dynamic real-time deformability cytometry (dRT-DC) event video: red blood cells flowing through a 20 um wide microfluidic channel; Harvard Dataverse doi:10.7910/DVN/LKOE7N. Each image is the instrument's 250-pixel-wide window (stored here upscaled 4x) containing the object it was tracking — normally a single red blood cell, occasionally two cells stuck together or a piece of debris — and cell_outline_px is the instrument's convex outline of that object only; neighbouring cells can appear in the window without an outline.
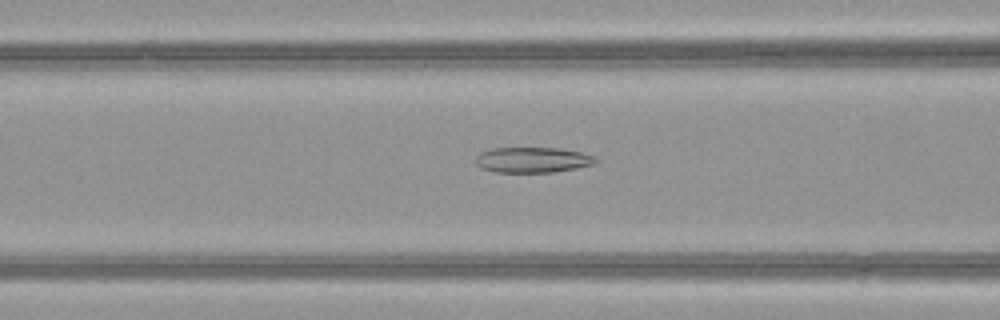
{"species": "common noctule bat (a hibernating species)", "species_latin": "Nyctalus noctula", "temperature_condition": "warm", "stored_images_in_passage": 50, "camera_frame_rate_fps": 3000, "um_per_image_px": 0.085, "animal": {"sex": "female", "body_mass_g": 21.9}, "frame": {"image": 1, "passage_image": 20, "time_ms": 6.333, "image_size_px": [1000, 320], "cell_outline_px": [[600, 160], [592, 164], [576, 168], [552, 172], [496, 172], [480, 168], [476, 164], [476, 156], [480, 152], [492, 148], [560, 148], [580, 152], [596, 156]], "centroid_in_image_um": [45.27, 13.58], "position_along_channel_um": 121.3, "area_um2": 17.86}}
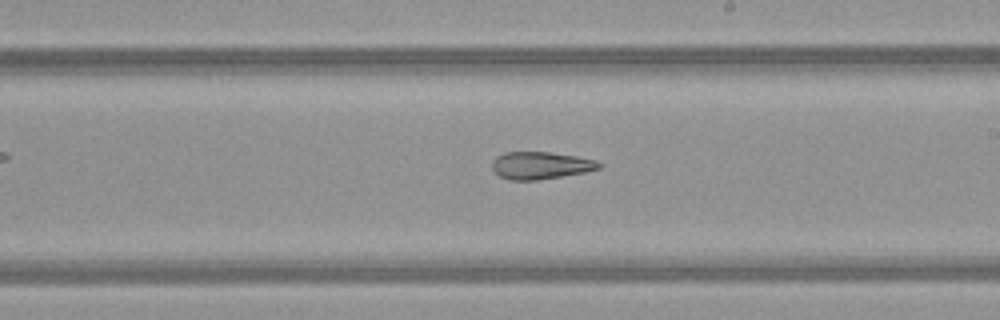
{"frame": {"image": 2, "passage_image": 29, "time_ms": 9.333, "image_size_px": [1000, 320], "cell_outline_px": [[604, 164], [600, 168], [584, 172], [536, 180], [508, 180], [500, 176], [492, 168], [492, 160], [496, 156], [504, 152], [548, 152], [576, 156], [596, 160]], "centroid_in_image_um": [45.94, 14.05], "position_along_channel_um": 243.1, "area_um2": 16.99}}
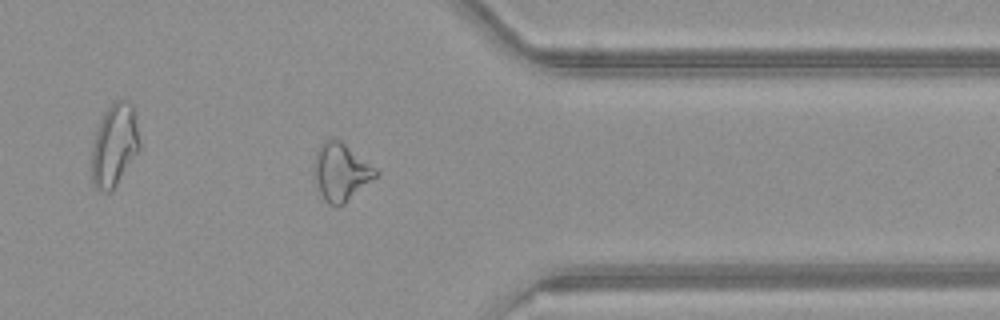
{"frame": {"image": 3, "passage_image": 40, "time_ms": 13.0, "image_size_px": [1000, 320], "cell_outline_px": [[380, 176], [344, 204], [328, 204], [324, 200], [312, 176], [312, 172], [316, 148], [328, 136], [332, 136], [340, 140], [376, 168], [380, 172]], "centroid_in_image_um": [28.97, 14.58], "position_along_channel_um": 382.4, "area_um2": 21.33}, "authors_computed_cell_mechanics": {"area_um2": 21.8773, "velocity_mm_per_s": 4.0521, "shape_relaxation_time_tau1_ms": null, "shape_relaxation_time_tau2_ms": 2.2291, "deformation_change_tau1": null, "deformation_change_tau2": 0.1074}}